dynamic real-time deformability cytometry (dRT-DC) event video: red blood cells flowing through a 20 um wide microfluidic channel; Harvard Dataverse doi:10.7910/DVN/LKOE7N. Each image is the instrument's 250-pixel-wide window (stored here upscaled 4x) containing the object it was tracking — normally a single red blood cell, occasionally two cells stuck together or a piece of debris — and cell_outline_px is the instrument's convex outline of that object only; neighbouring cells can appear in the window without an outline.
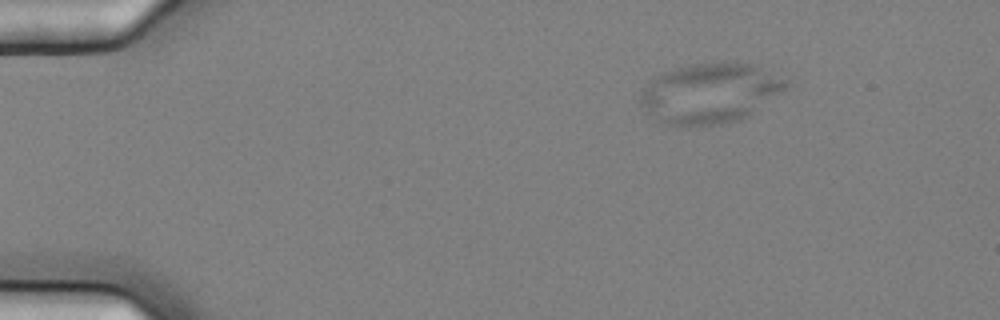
{"species": "common noctule bat (a hibernating species)", "species_latin": "Nyctalus noctula", "temperature_condition": "cold", "stored_images_in_passage": 49, "camera_frame_rate_fps": 3000, "um_per_image_px": 0.085, "animal": {"sex": "female", "body_mass_g": 25.1}, "frame": {"image": 1, "passage_image": 1, "time_ms": 0.0, "image_size_px": [1000, 320], "cell_outline_px": [[788, 80], [784, 88], [740, 120], [720, 124], [664, 124], [640, 104], [640, 96], [644, 88], [652, 80], [664, 72], [676, 68], [692, 64], [748, 64], [760, 68]], "centroid_in_image_um": [60.29, 7.92], "position_along_channel_um": 24.7, "area_um2": 48.67}}
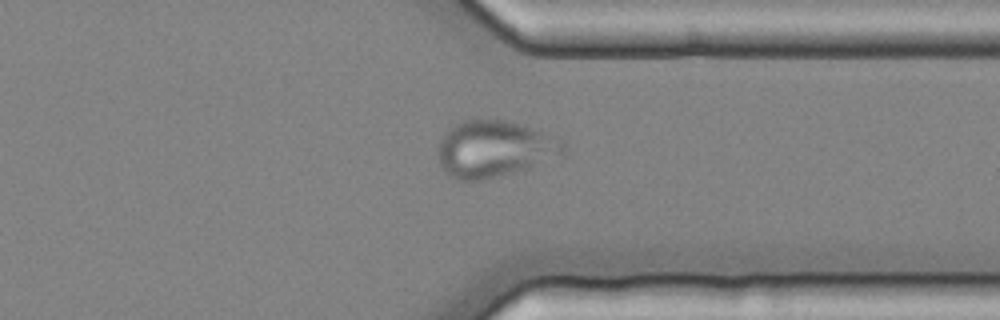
{"frame": {"image": 2, "passage_image": 37, "time_ms": 12.0, "image_size_px": [1000, 320], "cell_outline_px": [[568, 152], [564, 156], [512, 172], [480, 180], [456, 180], [448, 176], [444, 172], [440, 164], [440, 140], [448, 128], [460, 120], [472, 116], [504, 120], [520, 124], [556, 136], [564, 140], [568, 144]], "centroid_in_image_um": [42.07, 12.61], "position_along_channel_um": 369.3, "area_um2": 42.14}}
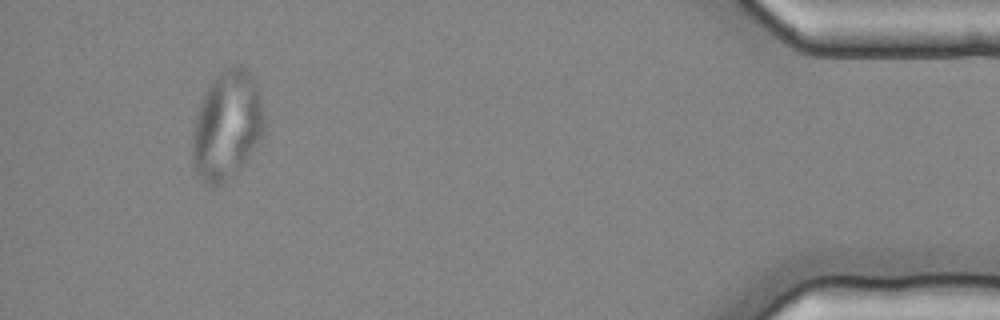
{"frame": {"image": 3, "passage_image": 46, "time_ms": 15.0, "image_size_px": [1000, 320], "cell_outline_px": [[264, 132], [260, 140], [240, 168], [220, 184], [212, 188], [208, 188], [200, 180], [196, 172], [192, 160], [192, 132], [196, 116], [204, 92], [208, 84], [224, 68], [232, 64], [240, 64], [252, 76], [256, 84], [260, 96], [264, 116]], "centroid_in_image_um": [19.27, 10.66], "position_along_channel_um": 415.9, "area_um2": 45.84}}